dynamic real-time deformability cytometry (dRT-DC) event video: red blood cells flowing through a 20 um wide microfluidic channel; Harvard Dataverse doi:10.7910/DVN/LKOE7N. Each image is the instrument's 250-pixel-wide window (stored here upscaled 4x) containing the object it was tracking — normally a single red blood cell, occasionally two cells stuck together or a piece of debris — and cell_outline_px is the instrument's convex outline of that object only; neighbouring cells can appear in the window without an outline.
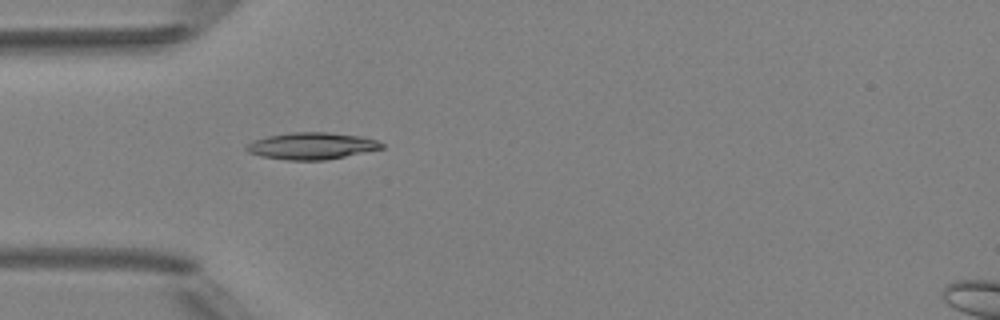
{"species": "Egyptian fruit bat (a non-hibernating species)", "species_latin": "Rousettus aegyptiacus", "temperature_condition": "room temperature", "stored_images_in_passage": 5, "camera_frame_rate_fps": 3000, "um_per_image_px": 0.085, "animal": {"sex": "female"}, "frame": {"image": 1, "passage_image": 5, "time_ms": 4.667, "image_size_px": [1000, 320], "cell_outline_px": [[384, 148], [324, 160], [288, 160], [260, 156], [248, 152], [244, 148], [252, 140], [268, 136], [292, 132], [328, 132], [364, 136], [376, 140], [384, 144]], "centroid_in_image_um": [26.49, 12.39], "position_along_channel_um": 58.5, "area_um2": 21.15}}